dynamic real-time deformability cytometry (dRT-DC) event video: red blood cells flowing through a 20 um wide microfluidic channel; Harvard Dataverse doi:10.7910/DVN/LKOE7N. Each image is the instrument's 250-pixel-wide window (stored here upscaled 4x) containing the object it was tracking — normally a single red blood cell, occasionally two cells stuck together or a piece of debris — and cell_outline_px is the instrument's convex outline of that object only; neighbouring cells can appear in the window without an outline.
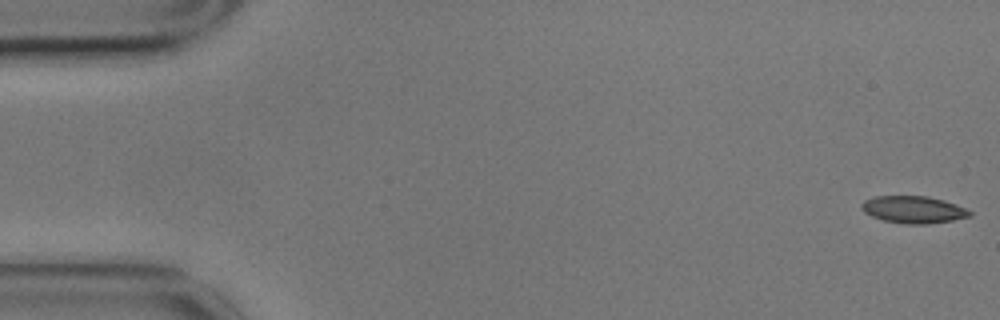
{"species": "common noctule bat (a hibernating species)", "species_latin": "Nyctalus noctula", "temperature_condition": "cold", "stored_images_in_passage": 58, "segment_of_instrument_passage": [1, 2], "camera_frame_rate_fps": 3000, "um_per_image_px": 0.085, "animal": {"sex": "male", "body_mass_g": 17.9}, "frame": {"image": 1, "passage_image": 1, "time_ms": 0.0, "image_size_px": [1000, 320], "cell_outline_px": [[972, 216], [952, 220], [928, 224], [908, 224], [884, 220], [872, 216], [864, 212], [860, 208], [860, 204], [864, 200], [876, 196], [928, 196], [944, 200], [956, 204], [972, 212]], "centroid_in_image_um": [77.63, 17.81], "position_along_channel_um": 7.4, "area_um2": 17.11}}
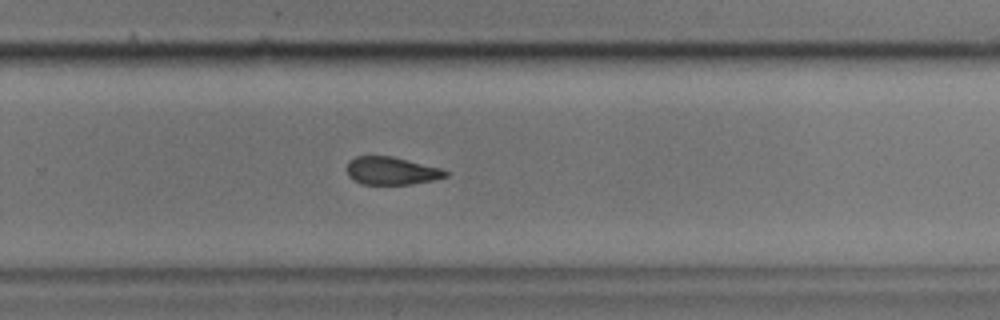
{"frame": {"image": 2, "passage_image": 37, "time_ms": 12.0, "image_size_px": [1000, 320], "cell_outline_px": [[448, 176], [432, 180], [412, 184], [364, 184], [352, 180], [348, 176], [348, 160], [356, 156], [392, 156], [440, 168], [448, 172]], "centroid_in_image_um": [33.25, 14.52], "position_along_channel_um": 296.5, "area_um2": 15.9}}
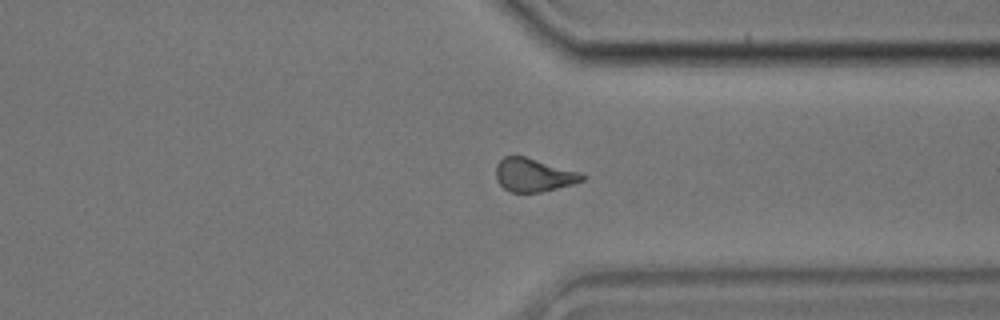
{"frame": {"image": 3, "passage_image": 43, "time_ms": 14.0, "image_size_px": [1000, 320], "cell_outline_px": [[588, 176], [584, 180], [572, 184], [540, 192], [508, 192], [496, 180], [496, 164], [504, 156], [524, 156], [580, 172]], "centroid_in_image_um": [45.35, 14.88], "position_along_channel_um": 366.1, "area_um2": 16.7}}